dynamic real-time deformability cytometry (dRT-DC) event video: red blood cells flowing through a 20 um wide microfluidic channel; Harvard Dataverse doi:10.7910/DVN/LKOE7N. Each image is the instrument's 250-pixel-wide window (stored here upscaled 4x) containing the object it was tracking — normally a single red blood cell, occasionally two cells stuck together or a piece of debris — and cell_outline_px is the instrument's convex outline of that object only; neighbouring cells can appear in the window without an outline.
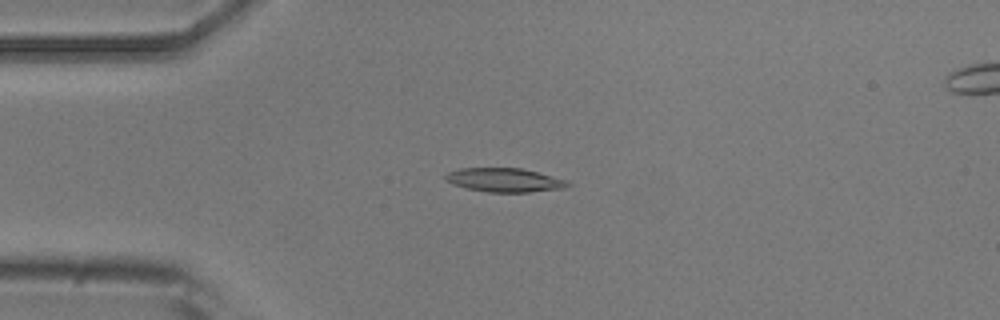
{"species": "common noctule bat (a hibernating species)", "species_latin": "Nyctalus noctula", "temperature_condition": "room temperature", "stored_images_in_passage": 53, "camera_frame_rate_fps": 3000, "um_per_image_px": 0.085, "animal": {"sex": "male", "body_mass_g": 20.5, "forearm_length_mm": 52.5}, "frame": {"image": 1, "passage_image": 12, "time_ms": 3.667, "image_size_px": [1000, 320], "cell_outline_px": [[572, 184], [564, 188], [528, 192], [488, 192], [468, 188], [452, 184], [444, 180], [444, 176], [448, 172], [460, 168], [520, 168], [568, 180]], "centroid_in_image_um": [42.87, 15.3], "position_along_channel_um": 42.1, "area_um2": 16.94}}
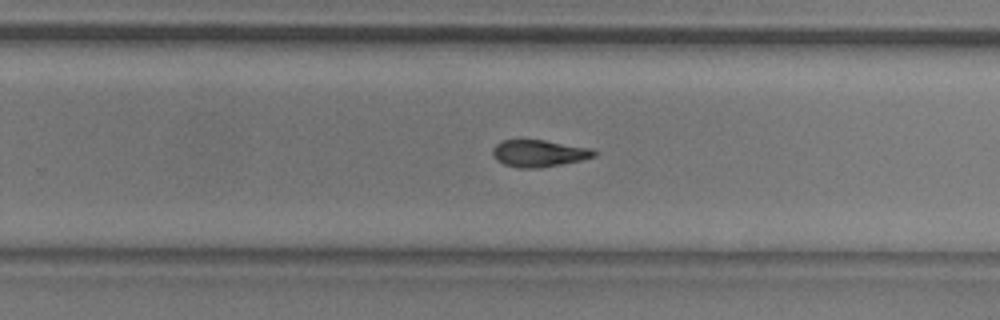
{"frame": {"image": 2, "passage_image": 33, "time_ms": 10.667, "image_size_px": [1000, 320], "cell_outline_px": [[596, 156], [580, 160], [540, 168], [520, 168], [504, 164], [496, 160], [492, 156], [492, 148], [496, 144], [504, 140], [544, 140], [588, 148], [596, 152]], "centroid_in_image_um": [45.75, 13.04], "position_along_channel_um": 284.1, "area_um2": 15.72}}
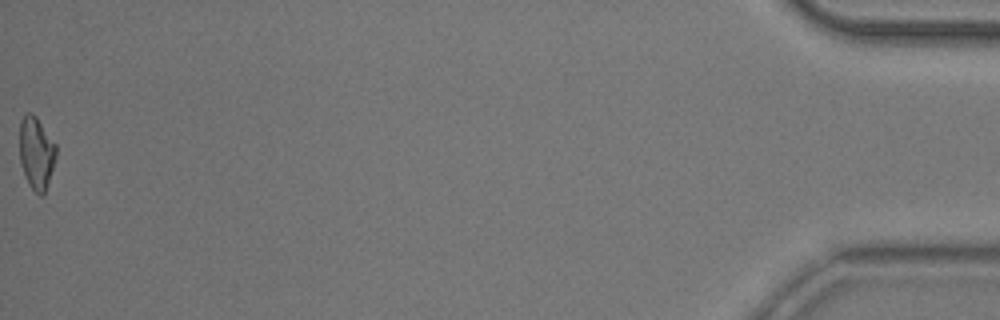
{"frame": {"image": 3, "passage_image": 53, "time_ms": 17.333, "image_size_px": [1000, 320], "cell_outline_px": [[56, 156], [44, 196], [40, 196], [32, 188], [24, 176], [20, 164], [20, 120], [28, 112], [32, 112], [36, 116], [56, 144]], "centroid_in_image_um": [3.08, 13.0], "position_along_channel_um": 432.1, "area_um2": 15.43}, "authors_computed_cell_mechanics": {"area_um2": 16.3574, "velocity_mm_per_s": 3.746, "shape_relaxation_time_tau1_ms": 6.0485, "shape_relaxation_time_tau2_ms": null, "deformation_change_tau1": 0.1672, "deformation_change_tau2": null}}